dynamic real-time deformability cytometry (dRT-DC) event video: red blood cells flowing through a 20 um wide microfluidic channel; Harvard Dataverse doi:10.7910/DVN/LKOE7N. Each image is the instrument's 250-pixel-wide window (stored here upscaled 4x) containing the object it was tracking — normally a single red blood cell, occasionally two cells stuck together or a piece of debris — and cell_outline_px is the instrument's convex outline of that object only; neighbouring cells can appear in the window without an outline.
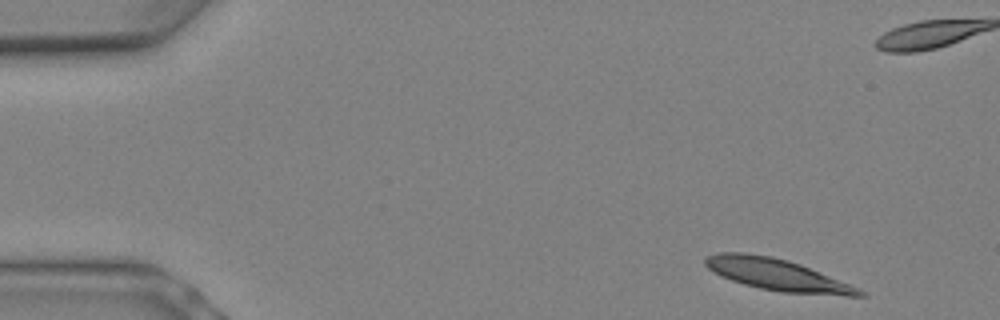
{"species": "Egyptian fruit bat (a non-hibernating species)", "species_latin": "Rousettus aegyptiacus", "temperature_condition": "warm", "stored_images_in_passage": 8, "segment_of_instrument_passage": [1, 2], "camera_frame_rate_fps": 3000, "um_per_image_px": 0.085, "animal": {"sex": "female"}, "frame": {"image": 1, "passage_image": 1, "time_ms": 0.0, "image_size_px": [1000, 320], "cell_outline_px": [[868, 296], [848, 296], [780, 292], [760, 288], [744, 284], [732, 280], [708, 268], [704, 264], [704, 256], [716, 252], [744, 252], [772, 256], [788, 260], [800, 264], [860, 288]], "centroid_in_image_um": [66.06, 23.34], "position_along_channel_um": 18.9, "area_um2": 28.38}}
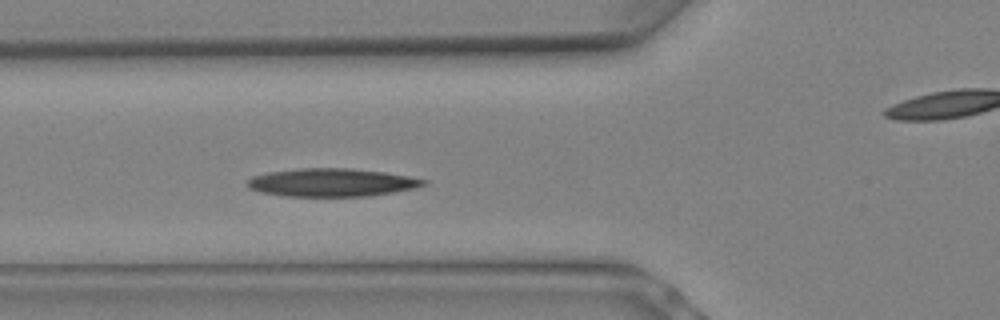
{"frame": {"image": 2, "passage_image": 7, "time_ms": 2.0, "image_size_px": [1000, 320], "cell_outline_px": [[428, 184], [412, 188], [392, 192], [368, 196], [288, 196], [260, 192], [248, 188], [244, 184], [244, 180], [252, 176], [268, 172], [300, 168], [348, 168], [384, 172], [408, 176], [428, 180]], "centroid_in_image_um": [28.13, 15.5], "position_along_channel_um": 97.7, "area_um2": 28.9}}